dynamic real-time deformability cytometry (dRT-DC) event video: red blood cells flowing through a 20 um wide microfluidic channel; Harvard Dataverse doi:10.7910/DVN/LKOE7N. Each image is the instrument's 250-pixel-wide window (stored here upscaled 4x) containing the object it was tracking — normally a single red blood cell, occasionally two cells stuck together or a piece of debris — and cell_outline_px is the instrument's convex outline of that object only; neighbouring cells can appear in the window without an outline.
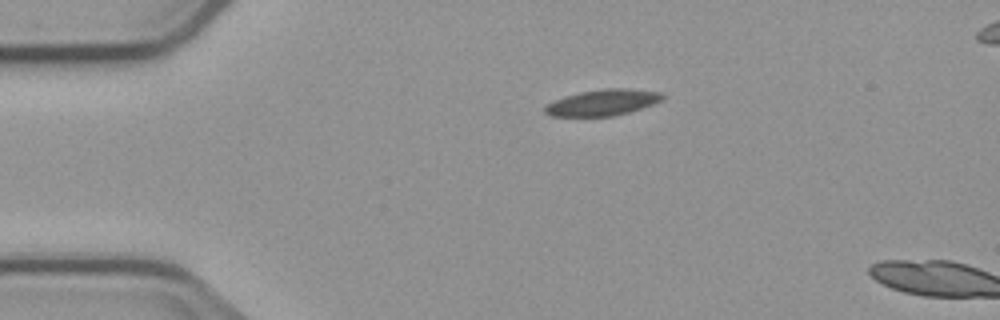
{"species": "common noctule bat (a hibernating species)", "species_latin": "Nyctalus noctula", "temperature_condition": "cold", "stored_images_in_passage": 2, "camera_frame_rate_fps": 3000, "um_per_image_px": 0.085, "animal": {"sex": "male", "body_mass_g": 23.1, "forearm_length_mm": 52.7}, "frame": {"image": 1, "passage_image": 2, "time_ms": 2.333, "image_size_px": [1000, 320], "cell_outline_px": [[664, 96], [660, 100], [652, 104], [628, 112], [612, 116], [552, 116], [544, 112], [544, 108], [548, 104], [564, 96], [580, 92], [604, 88], [628, 88], [660, 92]], "centroid_in_image_um": [51.21, 8.7], "position_along_channel_um": 33.8, "area_um2": 17.63}}